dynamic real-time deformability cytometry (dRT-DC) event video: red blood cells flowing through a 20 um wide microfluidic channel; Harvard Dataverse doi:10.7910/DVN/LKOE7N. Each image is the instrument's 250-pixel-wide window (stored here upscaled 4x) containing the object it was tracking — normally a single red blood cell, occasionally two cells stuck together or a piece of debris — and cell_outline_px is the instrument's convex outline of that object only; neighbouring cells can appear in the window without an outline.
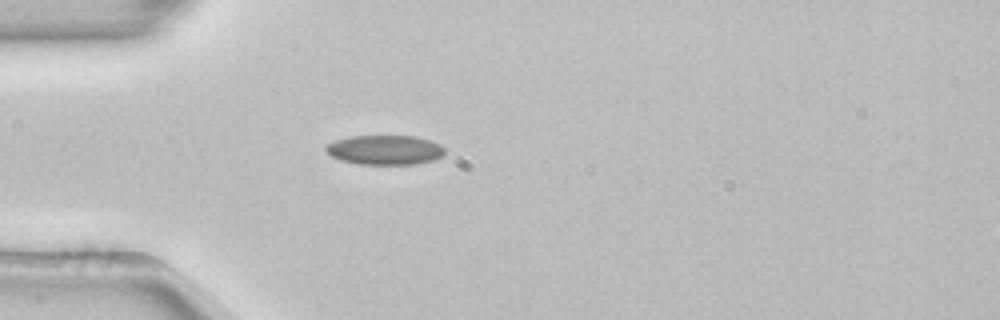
{"species": "common noctule bat (a hibernating species)", "species_latin": "Nyctalus noctula", "temperature_condition": "room temperature", "stored_images_in_passage": 49, "camera_frame_rate_fps": 3000, "um_per_image_px": 0.085, "animal": {"sex": "female", "body_mass_g": 22.7, "forearm_length_mm": 54.2}, "frame": {"image": 1, "passage_image": 15, "time_ms": 4.667, "image_size_px": [1000, 320], "cell_outline_px": [[444, 156], [432, 160], [416, 164], [360, 164], [340, 160], [332, 156], [324, 148], [328, 144], [336, 140], [352, 136], [416, 136], [440, 144], [444, 148]], "centroid_in_image_um": [32.74, 12.74], "position_along_channel_um": 52.3, "area_um2": 20.35}, "authors_computed_cell_mechanics": {"area_um2": 20.0566, "velocity_mm_per_s": 3.8887, "shape_relaxation_time_tau1_ms": null, "shape_relaxation_time_tau2_ms": 8.4844, "deformation_change_tau1": null, "deformation_change_tau2": 0.1394}}